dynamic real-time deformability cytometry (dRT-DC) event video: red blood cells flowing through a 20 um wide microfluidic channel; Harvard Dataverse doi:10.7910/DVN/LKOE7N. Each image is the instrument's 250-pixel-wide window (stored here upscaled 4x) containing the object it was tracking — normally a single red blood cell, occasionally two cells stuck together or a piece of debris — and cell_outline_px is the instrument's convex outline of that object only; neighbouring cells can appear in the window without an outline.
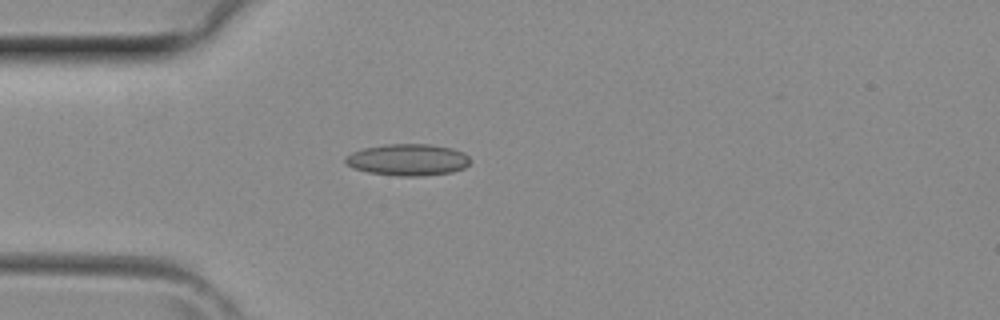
{"species": "common noctule bat (a hibernating species)", "species_latin": "Nyctalus noctula", "temperature_condition": "room temperature", "stored_images_in_passage": 2, "camera_frame_rate_fps": 3000, "um_per_image_px": 0.085, "animal": {"sex": "female", "body_mass_g": 29.2, "forearm_length_mm": 56.3}, "frame": {"image": 1, "passage_image": 2, "time_ms": 0.333, "image_size_px": [1000, 320], "cell_outline_px": [[468, 164], [464, 168], [452, 172], [420, 176], [400, 176], [368, 172], [352, 168], [344, 160], [344, 156], [352, 152], [364, 148], [384, 144], [428, 144], [452, 148], [464, 152], [468, 156]], "centroid_in_image_um": [34.64, 13.57], "position_along_channel_um": 50.4, "area_um2": 23.0}}